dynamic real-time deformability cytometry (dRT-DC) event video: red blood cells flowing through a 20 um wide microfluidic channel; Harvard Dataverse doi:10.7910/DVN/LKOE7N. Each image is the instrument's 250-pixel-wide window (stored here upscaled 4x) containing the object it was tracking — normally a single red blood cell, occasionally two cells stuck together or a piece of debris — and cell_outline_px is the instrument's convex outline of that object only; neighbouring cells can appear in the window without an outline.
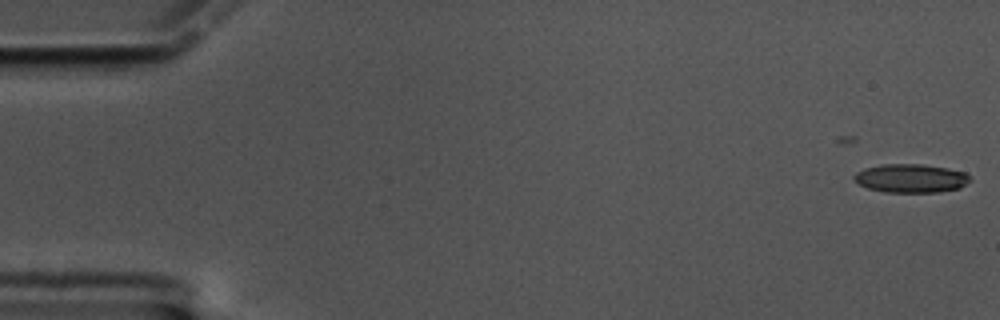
{"species": "common noctule bat (a hibernating species)", "species_latin": "Nyctalus noctula", "temperature_condition": "cold", "stored_images_in_passage": 21, "camera_frame_rate_fps": 3000, "um_per_image_px": 0.085, "animal": {"sex": "male", "body_mass_g": 17.5, "forearm_length_mm": 52.3}, "frame": {"image": 1, "passage_image": 1, "time_ms": 0.0, "image_size_px": [1000, 320], "cell_outline_px": [[972, 180], [960, 188], [940, 192], [884, 192], [868, 188], [860, 184], [852, 176], [856, 172], [864, 168], [884, 164], [920, 164], [948, 168], [968, 172]], "centroid_in_image_um": [77.48, 15.15], "position_along_channel_um": 7.5, "area_um2": 19.48}}
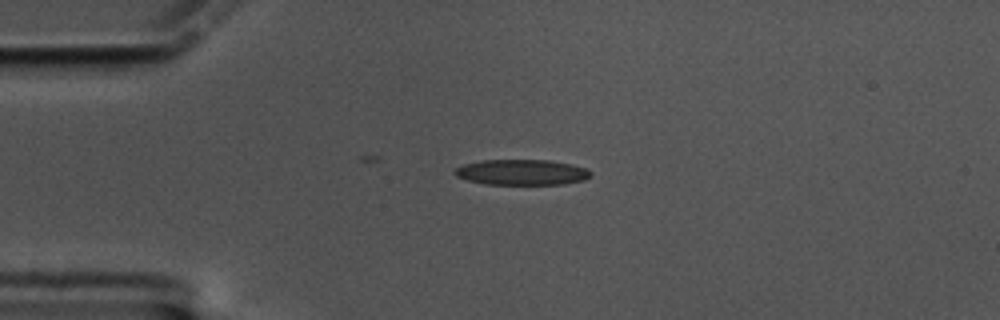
{"frame": {"image": 2, "passage_image": 14, "time_ms": 4.333, "image_size_px": [1000, 320], "cell_outline_px": [[592, 172], [584, 180], [564, 184], [484, 184], [468, 180], [456, 176], [452, 172], [456, 168], [464, 164], [484, 160], [548, 160], [572, 164], [584, 168]], "centroid_in_image_um": [44.33, 14.64], "position_along_channel_um": 40.7, "area_um2": 20.11}}